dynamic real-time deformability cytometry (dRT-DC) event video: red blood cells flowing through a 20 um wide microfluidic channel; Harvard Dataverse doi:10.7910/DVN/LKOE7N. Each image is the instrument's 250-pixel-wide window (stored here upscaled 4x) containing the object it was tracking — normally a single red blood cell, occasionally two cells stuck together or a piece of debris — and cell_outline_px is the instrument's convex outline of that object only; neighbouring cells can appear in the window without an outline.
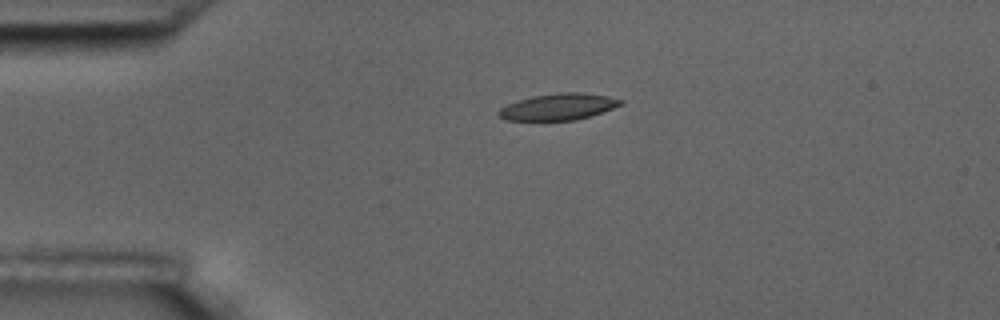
{"species": "common noctule bat (a hibernating species)", "species_latin": "Nyctalus noctula", "temperature_condition": "room temperature", "stored_images_in_passage": 2, "camera_frame_rate_fps": 3000, "um_per_image_px": 0.085, "animal": {"sex": "male", "body_mass_g": 17.5, "forearm_length_mm": 52.3}, "frame": {"image": 1, "passage_image": 1, "time_ms": 0.0, "image_size_px": [1000, 320], "cell_outline_px": [[624, 104], [576, 120], [504, 120], [496, 112], [500, 108], [508, 104], [532, 96], [560, 92], [580, 92], [608, 96], [624, 100]], "centroid_in_image_um": [47.46, 9.07], "position_along_channel_um": 37.5, "area_um2": 18.67}}